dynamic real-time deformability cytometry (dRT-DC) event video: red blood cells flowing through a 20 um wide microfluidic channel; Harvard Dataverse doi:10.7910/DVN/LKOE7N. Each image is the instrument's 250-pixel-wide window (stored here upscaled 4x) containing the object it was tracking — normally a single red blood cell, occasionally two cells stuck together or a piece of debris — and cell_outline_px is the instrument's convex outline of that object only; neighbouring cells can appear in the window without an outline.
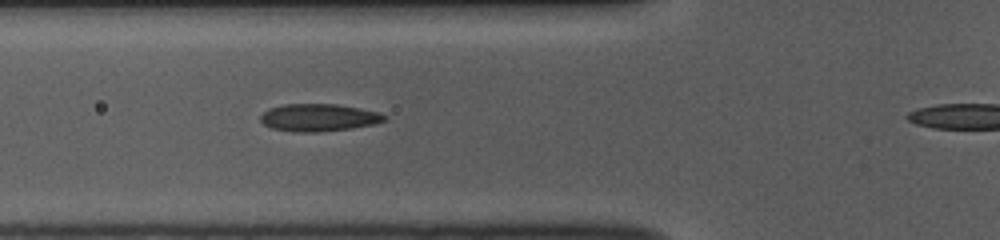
{"species": "common noctule bat (a hibernating species)", "species_latin": "Nyctalus noctula", "temperature_condition": "room temperature", "stored_images_in_passage": 10, "camera_frame_rate_fps": 3000, "um_per_image_px": 0.085, "animal": {"sex": "female", "body_mass_g": 10.0, "forearm_length_mm": 53.1}, "frame": {"image": 1, "passage_image": 9, "time_ms": 2.667, "image_size_px": [1000, 240], "cell_outline_px": [[388, 120], [372, 124], [352, 128], [320, 132], [292, 132], [272, 128], [264, 124], [260, 120], [260, 116], [268, 108], [284, 104], [336, 104], [360, 108], [380, 112], [388, 116]], "centroid_in_image_um": [27.11, 9.99], "position_along_channel_um": 98.7, "area_um2": 20.0}}